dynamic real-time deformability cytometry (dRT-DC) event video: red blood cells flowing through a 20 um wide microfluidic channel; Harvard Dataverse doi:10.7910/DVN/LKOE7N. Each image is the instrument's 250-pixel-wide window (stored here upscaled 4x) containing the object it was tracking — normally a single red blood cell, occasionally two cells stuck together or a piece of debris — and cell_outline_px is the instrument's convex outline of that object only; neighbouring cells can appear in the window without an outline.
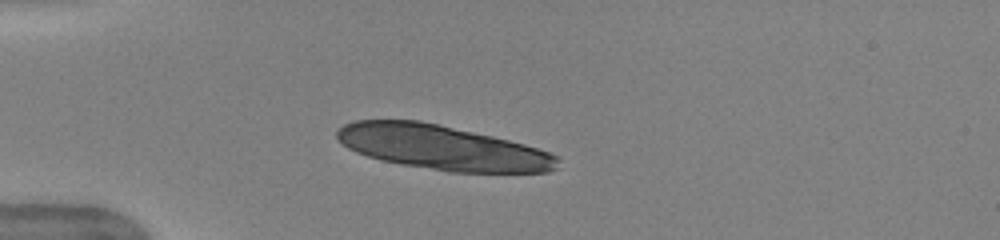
{"species": "human", "species_latin": "Homo sapiens", "temperature_condition": "warm", "stored_images_in_passage": 32, "camera_frame_rate_fps": 3000, "um_per_image_px": 0.085, "donor": {"sex": "female"}, "frame": {"image": 1, "passage_image": 1, "time_ms": 0.0, "image_size_px": [1000, 240], "cell_outline_px": [[560, 160], [556, 168], [548, 172], [448, 172], [404, 164], [384, 160], [368, 156], [356, 152], [348, 148], [336, 136], [336, 132], [344, 124], [352, 120], [420, 120], [492, 136], [524, 144], [548, 152], [556, 156]], "centroid_in_image_um": [37.59, 12.53], "position_along_channel_um": 47.4, "area_um2": 56.76}, "authors_computed_cell_mechanics": {"area_um2": 33.0038, "velocity_mm_per_s": 3.9601, "shape_relaxation_time_tau1_ms": 2.2094, "shape_relaxation_time_tau2_ms": 0.9291, "deformation_change_tau1": 0.1365, "deformation_change_tau2": 0.0751}}